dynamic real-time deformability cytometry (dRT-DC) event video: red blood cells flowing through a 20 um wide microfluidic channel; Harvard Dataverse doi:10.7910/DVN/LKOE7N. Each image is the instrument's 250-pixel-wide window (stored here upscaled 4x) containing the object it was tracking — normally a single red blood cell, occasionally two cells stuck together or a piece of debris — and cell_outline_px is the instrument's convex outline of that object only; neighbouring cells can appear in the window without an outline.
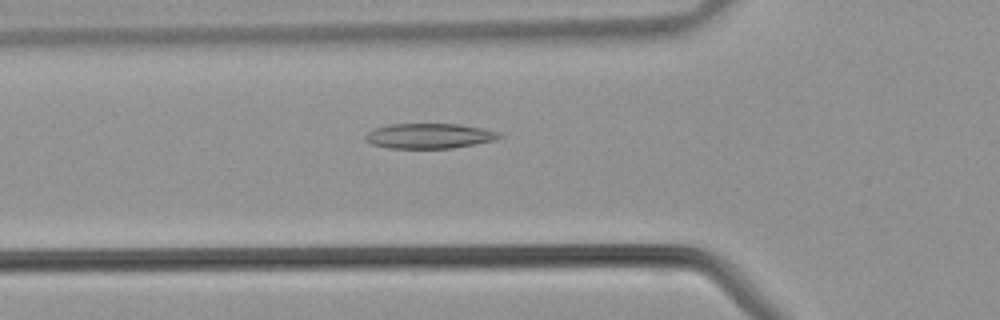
{"species": "common noctule bat (a hibernating species)", "species_latin": "Nyctalus noctula", "temperature_condition": "warm", "stored_images_in_passage": 33, "camera_frame_rate_fps": 3000, "um_per_image_px": 0.085, "animal": {"sex": "male", "body_mass_g": 21.5, "forearm_length_mm": 52.0}, "frame": {"image": 1, "passage_image": 6, "time_ms": 1.667, "image_size_px": [1000, 320], "cell_outline_px": [[504, 136], [496, 140], [452, 148], [388, 148], [372, 144], [364, 140], [364, 136], [368, 132], [376, 128], [388, 124], [460, 124], [484, 128], [500, 132]], "centroid_in_image_um": [36.52, 11.55], "position_along_channel_um": 89.3, "area_um2": 19.71}}
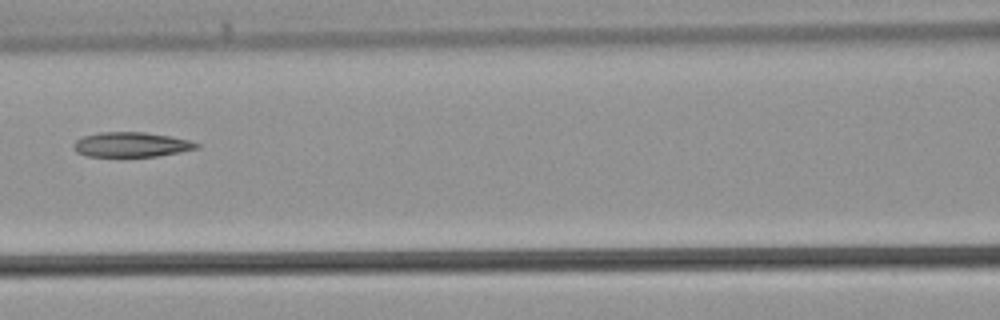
{"frame": {"image": 2, "passage_image": 10, "time_ms": 3.0, "image_size_px": [1000, 320], "cell_outline_px": [[200, 148], [180, 152], [156, 156], [84, 156], [76, 152], [72, 148], [72, 144], [76, 140], [84, 136], [100, 132], [144, 132], [172, 136], [188, 140], [200, 144]], "centroid_in_image_um": [11.15, 12.29], "position_along_channel_um": 155.5, "area_um2": 17.86}}
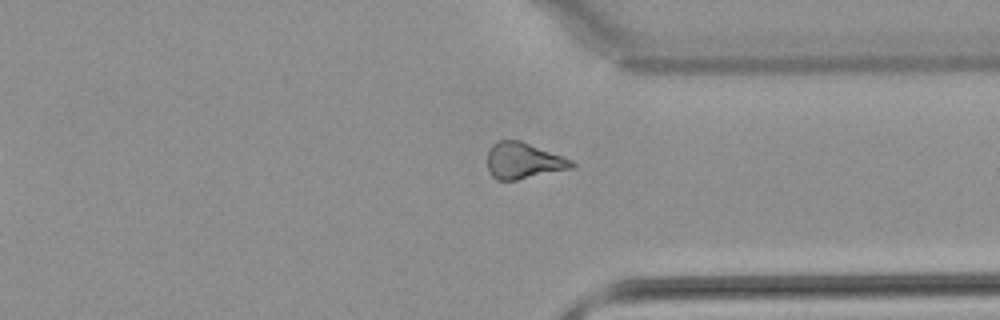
{"frame": {"image": 3, "passage_image": 23, "time_ms": 7.333, "image_size_px": [1000, 320], "cell_outline_px": [[576, 164], [572, 168], [516, 180], [496, 180], [488, 172], [488, 148], [496, 140], [520, 140], [572, 160]], "centroid_in_image_um": [44.45, 13.66], "position_along_channel_um": 367.0, "area_um2": 17.74}}